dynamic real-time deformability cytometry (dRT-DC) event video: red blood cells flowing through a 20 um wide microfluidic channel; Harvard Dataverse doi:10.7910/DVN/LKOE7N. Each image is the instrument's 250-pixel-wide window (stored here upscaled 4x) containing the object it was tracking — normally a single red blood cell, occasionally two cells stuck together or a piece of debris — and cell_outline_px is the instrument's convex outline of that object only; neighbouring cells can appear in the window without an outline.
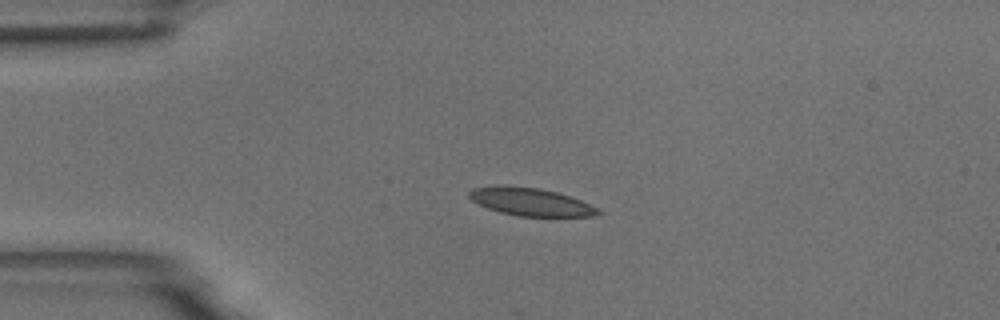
{"species": "common noctule bat (a hibernating species)", "species_latin": "Nyctalus noctula", "temperature_condition": "room temperature", "stored_images_in_passage": 3, "camera_frame_rate_fps": 3000, "um_per_image_px": 0.085, "animal": {"sex": "male", "body_mass_g": 18.8}, "frame": {"image": 1, "passage_image": 1, "time_ms": 0.0, "image_size_px": [1000, 320], "cell_outline_px": [[604, 212], [596, 216], [520, 216], [500, 212], [488, 208], [472, 200], [468, 196], [468, 192], [472, 188], [496, 184], [504, 184], [540, 188], [556, 192], [580, 200]], "centroid_in_image_um": [45.06, 17.13], "position_along_channel_um": 39.9, "area_um2": 20.98}}